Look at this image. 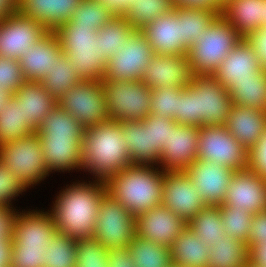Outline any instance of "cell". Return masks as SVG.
I'll return each instance as SVG.
<instances>
[{"mask_svg": "<svg viewBox=\"0 0 266 267\" xmlns=\"http://www.w3.org/2000/svg\"><path fill=\"white\" fill-rule=\"evenodd\" d=\"M106 192L102 181L75 183L63 190L50 211L57 232L75 240L93 237L99 206Z\"/></svg>", "mask_w": 266, "mask_h": 267, "instance_id": "cell-1", "label": "cell"}, {"mask_svg": "<svg viewBox=\"0 0 266 267\" xmlns=\"http://www.w3.org/2000/svg\"><path fill=\"white\" fill-rule=\"evenodd\" d=\"M232 104L229 92L213 75H195L178 97L176 123L199 128L225 125Z\"/></svg>", "mask_w": 266, "mask_h": 267, "instance_id": "cell-2", "label": "cell"}, {"mask_svg": "<svg viewBox=\"0 0 266 267\" xmlns=\"http://www.w3.org/2000/svg\"><path fill=\"white\" fill-rule=\"evenodd\" d=\"M124 142L118 120L86 128L81 142V168L105 183L113 174L132 165Z\"/></svg>", "mask_w": 266, "mask_h": 267, "instance_id": "cell-3", "label": "cell"}, {"mask_svg": "<svg viewBox=\"0 0 266 267\" xmlns=\"http://www.w3.org/2000/svg\"><path fill=\"white\" fill-rule=\"evenodd\" d=\"M164 172L154 166L130 165L106 182L107 193L137 217L162 202Z\"/></svg>", "mask_w": 266, "mask_h": 267, "instance_id": "cell-4", "label": "cell"}, {"mask_svg": "<svg viewBox=\"0 0 266 267\" xmlns=\"http://www.w3.org/2000/svg\"><path fill=\"white\" fill-rule=\"evenodd\" d=\"M60 47L81 80L102 81L107 60L101 56L100 32L64 22L54 31Z\"/></svg>", "mask_w": 266, "mask_h": 267, "instance_id": "cell-5", "label": "cell"}, {"mask_svg": "<svg viewBox=\"0 0 266 267\" xmlns=\"http://www.w3.org/2000/svg\"><path fill=\"white\" fill-rule=\"evenodd\" d=\"M243 37L221 15L187 52L194 75H213L223 59Z\"/></svg>", "mask_w": 266, "mask_h": 267, "instance_id": "cell-6", "label": "cell"}, {"mask_svg": "<svg viewBox=\"0 0 266 267\" xmlns=\"http://www.w3.org/2000/svg\"><path fill=\"white\" fill-rule=\"evenodd\" d=\"M111 120L142 121L150 114L151 89L141 80H102Z\"/></svg>", "mask_w": 266, "mask_h": 267, "instance_id": "cell-7", "label": "cell"}, {"mask_svg": "<svg viewBox=\"0 0 266 267\" xmlns=\"http://www.w3.org/2000/svg\"><path fill=\"white\" fill-rule=\"evenodd\" d=\"M0 162L26 187L37 184L49 174L37 132L0 145Z\"/></svg>", "mask_w": 266, "mask_h": 267, "instance_id": "cell-8", "label": "cell"}, {"mask_svg": "<svg viewBox=\"0 0 266 267\" xmlns=\"http://www.w3.org/2000/svg\"><path fill=\"white\" fill-rule=\"evenodd\" d=\"M57 104L85 129L111 120L102 81L81 80L65 92Z\"/></svg>", "mask_w": 266, "mask_h": 267, "instance_id": "cell-9", "label": "cell"}, {"mask_svg": "<svg viewBox=\"0 0 266 267\" xmlns=\"http://www.w3.org/2000/svg\"><path fill=\"white\" fill-rule=\"evenodd\" d=\"M135 236L136 217L106 192L99 206L93 237L110 250L128 248Z\"/></svg>", "mask_w": 266, "mask_h": 267, "instance_id": "cell-10", "label": "cell"}, {"mask_svg": "<svg viewBox=\"0 0 266 267\" xmlns=\"http://www.w3.org/2000/svg\"><path fill=\"white\" fill-rule=\"evenodd\" d=\"M198 158L240 171L247 169L248 150L225 125L202 126L199 128Z\"/></svg>", "mask_w": 266, "mask_h": 267, "instance_id": "cell-11", "label": "cell"}, {"mask_svg": "<svg viewBox=\"0 0 266 267\" xmlns=\"http://www.w3.org/2000/svg\"><path fill=\"white\" fill-rule=\"evenodd\" d=\"M155 53L146 36L136 30L127 40L124 49L107 61L104 78L107 80H133L142 79L146 66Z\"/></svg>", "mask_w": 266, "mask_h": 267, "instance_id": "cell-12", "label": "cell"}, {"mask_svg": "<svg viewBox=\"0 0 266 267\" xmlns=\"http://www.w3.org/2000/svg\"><path fill=\"white\" fill-rule=\"evenodd\" d=\"M49 31L35 20L19 12L0 21V57L19 60Z\"/></svg>", "mask_w": 266, "mask_h": 267, "instance_id": "cell-13", "label": "cell"}, {"mask_svg": "<svg viewBox=\"0 0 266 267\" xmlns=\"http://www.w3.org/2000/svg\"><path fill=\"white\" fill-rule=\"evenodd\" d=\"M184 172L208 206H220L235 171L212 160L197 158Z\"/></svg>", "mask_w": 266, "mask_h": 267, "instance_id": "cell-14", "label": "cell"}, {"mask_svg": "<svg viewBox=\"0 0 266 267\" xmlns=\"http://www.w3.org/2000/svg\"><path fill=\"white\" fill-rule=\"evenodd\" d=\"M161 204L186 224L208 206L184 171L164 172Z\"/></svg>", "mask_w": 266, "mask_h": 267, "instance_id": "cell-15", "label": "cell"}, {"mask_svg": "<svg viewBox=\"0 0 266 267\" xmlns=\"http://www.w3.org/2000/svg\"><path fill=\"white\" fill-rule=\"evenodd\" d=\"M198 139L199 127L176 123L170 128L168 143L162 145V171H185L198 158Z\"/></svg>", "mask_w": 266, "mask_h": 267, "instance_id": "cell-16", "label": "cell"}, {"mask_svg": "<svg viewBox=\"0 0 266 267\" xmlns=\"http://www.w3.org/2000/svg\"><path fill=\"white\" fill-rule=\"evenodd\" d=\"M187 224L160 204L136 217V236L170 248Z\"/></svg>", "mask_w": 266, "mask_h": 267, "instance_id": "cell-17", "label": "cell"}, {"mask_svg": "<svg viewBox=\"0 0 266 267\" xmlns=\"http://www.w3.org/2000/svg\"><path fill=\"white\" fill-rule=\"evenodd\" d=\"M35 212L16 214L11 249L46 250L57 229L51 213Z\"/></svg>", "mask_w": 266, "mask_h": 267, "instance_id": "cell-18", "label": "cell"}, {"mask_svg": "<svg viewBox=\"0 0 266 267\" xmlns=\"http://www.w3.org/2000/svg\"><path fill=\"white\" fill-rule=\"evenodd\" d=\"M195 77L187 55H157L146 66L141 81L150 89L185 88Z\"/></svg>", "mask_w": 266, "mask_h": 267, "instance_id": "cell-19", "label": "cell"}, {"mask_svg": "<svg viewBox=\"0 0 266 267\" xmlns=\"http://www.w3.org/2000/svg\"><path fill=\"white\" fill-rule=\"evenodd\" d=\"M223 204L248 210L253 215L266 211V179L249 169L235 171Z\"/></svg>", "mask_w": 266, "mask_h": 267, "instance_id": "cell-20", "label": "cell"}, {"mask_svg": "<svg viewBox=\"0 0 266 267\" xmlns=\"http://www.w3.org/2000/svg\"><path fill=\"white\" fill-rule=\"evenodd\" d=\"M262 70L255 51L243 38L223 59L213 76L229 92L236 81L254 79Z\"/></svg>", "mask_w": 266, "mask_h": 267, "instance_id": "cell-21", "label": "cell"}, {"mask_svg": "<svg viewBox=\"0 0 266 267\" xmlns=\"http://www.w3.org/2000/svg\"><path fill=\"white\" fill-rule=\"evenodd\" d=\"M157 55H187L182 45V21L172 9L140 30Z\"/></svg>", "mask_w": 266, "mask_h": 267, "instance_id": "cell-22", "label": "cell"}, {"mask_svg": "<svg viewBox=\"0 0 266 267\" xmlns=\"http://www.w3.org/2000/svg\"><path fill=\"white\" fill-rule=\"evenodd\" d=\"M63 54L57 36L49 31L19 59L25 81L40 82Z\"/></svg>", "mask_w": 266, "mask_h": 267, "instance_id": "cell-23", "label": "cell"}, {"mask_svg": "<svg viewBox=\"0 0 266 267\" xmlns=\"http://www.w3.org/2000/svg\"><path fill=\"white\" fill-rule=\"evenodd\" d=\"M225 127L249 150L266 131V110L232 104Z\"/></svg>", "mask_w": 266, "mask_h": 267, "instance_id": "cell-24", "label": "cell"}, {"mask_svg": "<svg viewBox=\"0 0 266 267\" xmlns=\"http://www.w3.org/2000/svg\"><path fill=\"white\" fill-rule=\"evenodd\" d=\"M82 0H18V12L54 31L68 22Z\"/></svg>", "mask_w": 266, "mask_h": 267, "instance_id": "cell-25", "label": "cell"}, {"mask_svg": "<svg viewBox=\"0 0 266 267\" xmlns=\"http://www.w3.org/2000/svg\"><path fill=\"white\" fill-rule=\"evenodd\" d=\"M119 123L131 164L142 166L158 164L160 158L152 148V122L145 117L142 121H119Z\"/></svg>", "mask_w": 266, "mask_h": 267, "instance_id": "cell-26", "label": "cell"}, {"mask_svg": "<svg viewBox=\"0 0 266 267\" xmlns=\"http://www.w3.org/2000/svg\"><path fill=\"white\" fill-rule=\"evenodd\" d=\"M82 139L83 137H39L48 173L52 170H82Z\"/></svg>", "mask_w": 266, "mask_h": 267, "instance_id": "cell-27", "label": "cell"}, {"mask_svg": "<svg viewBox=\"0 0 266 267\" xmlns=\"http://www.w3.org/2000/svg\"><path fill=\"white\" fill-rule=\"evenodd\" d=\"M18 104H22L23 121L37 131L50 111L57 105L41 82L25 81L12 95Z\"/></svg>", "mask_w": 266, "mask_h": 267, "instance_id": "cell-28", "label": "cell"}, {"mask_svg": "<svg viewBox=\"0 0 266 267\" xmlns=\"http://www.w3.org/2000/svg\"><path fill=\"white\" fill-rule=\"evenodd\" d=\"M264 0H232L223 7L221 16L245 38L263 27Z\"/></svg>", "mask_w": 266, "mask_h": 267, "instance_id": "cell-29", "label": "cell"}, {"mask_svg": "<svg viewBox=\"0 0 266 267\" xmlns=\"http://www.w3.org/2000/svg\"><path fill=\"white\" fill-rule=\"evenodd\" d=\"M209 252L208 244L187 226L170 247L172 265L178 267H207Z\"/></svg>", "mask_w": 266, "mask_h": 267, "instance_id": "cell-30", "label": "cell"}, {"mask_svg": "<svg viewBox=\"0 0 266 267\" xmlns=\"http://www.w3.org/2000/svg\"><path fill=\"white\" fill-rule=\"evenodd\" d=\"M209 247L207 267H244L249 262L248 246L240 239L224 235Z\"/></svg>", "mask_w": 266, "mask_h": 267, "instance_id": "cell-31", "label": "cell"}, {"mask_svg": "<svg viewBox=\"0 0 266 267\" xmlns=\"http://www.w3.org/2000/svg\"><path fill=\"white\" fill-rule=\"evenodd\" d=\"M36 132L23 121L22 104L12 96L0 110V145Z\"/></svg>", "mask_w": 266, "mask_h": 267, "instance_id": "cell-32", "label": "cell"}, {"mask_svg": "<svg viewBox=\"0 0 266 267\" xmlns=\"http://www.w3.org/2000/svg\"><path fill=\"white\" fill-rule=\"evenodd\" d=\"M36 132L38 137H84L85 128L57 104Z\"/></svg>", "mask_w": 266, "mask_h": 267, "instance_id": "cell-33", "label": "cell"}, {"mask_svg": "<svg viewBox=\"0 0 266 267\" xmlns=\"http://www.w3.org/2000/svg\"><path fill=\"white\" fill-rule=\"evenodd\" d=\"M229 94L233 104L266 110V71L254 79L236 81Z\"/></svg>", "mask_w": 266, "mask_h": 267, "instance_id": "cell-34", "label": "cell"}, {"mask_svg": "<svg viewBox=\"0 0 266 267\" xmlns=\"http://www.w3.org/2000/svg\"><path fill=\"white\" fill-rule=\"evenodd\" d=\"M198 239L209 247L218 244L220 237L225 235L222 224L220 206H207L201 209L188 223Z\"/></svg>", "mask_w": 266, "mask_h": 267, "instance_id": "cell-35", "label": "cell"}, {"mask_svg": "<svg viewBox=\"0 0 266 267\" xmlns=\"http://www.w3.org/2000/svg\"><path fill=\"white\" fill-rule=\"evenodd\" d=\"M134 267H170V248L135 236L128 246Z\"/></svg>", "mask_w": 266, "mask_h": 267, "instance_id": "cell-36", "label": "cell"}, {"mask_svg": "<svg viewBox=\"0 0 266 267\" xmlns=\"http://www.w3.org/2000/svg\"><path fill=\"white\" fill-rule=\"evenodd\" d=\"M182 21V45L188 50L218 16L205 9L173 7Z\"/></svg>", "mask_w": 266, "mask_h": 267, "instance_id": "cell-37", "label": "cell"}, {"mask_svg": "<svg viewBox=\"0 0 266 267\" xmlns=\"http://www.w3.org/2000/svg\"><path fill=\"white\" fill-rule=\"evenodd\" d=\"M172 9V0H133L123 17L135 30H141Z\"/></svg>", "mask_w": 266, "mask_h": 267, "instance_id": "cell-38", "label": "cell"}, {"mask_svg": "<svg viewBox=\"0 0 266 267\" xmlns=\"http://www.w3.org/2000/svg\"><path fill=\"white\" fill-rule=\"evenodd\" d=\"M80 81L67 56L63 54L40 82L53 98L59 100L65 92Z\"/></svg>", "mask_w": 266, "mask_h": 267, "instance_id": "cell-39", "label": "cell"}, {"mask_svg": "<svg viewBox=\"0 0 266 267\" xmlns=\"http://www.w3.org/2000/svg\"><path fill=\"white\" fill-rule=\"evenodd\" d=\"M98 31L101 38V56L108 61L117 50L124 49L127 40L136 30L128 24L123 16H114Z\"/></svg>", "mask_w": 266, "mask_h": 267, "instance_id": "cell-40", "label": "cell"}, {"mask_svg": "<svg viewBox=\"0 0 266 267\" xmlns=\"http://www.w3.org/2000/svg\"><path fill=\"white\" fill-rule=\"evenodd\" d=\"M114 16L99 0H82L69 22L73 26L91 27L98 31Z\"/></svg>", "mask_w": 266, "mask_h": 267, "instance_id": "cell-41", "label": "cell"}, {"mask_svg": "<svg viewBox=\"0 0 266 267\" xmlns=\"http://www.w3.org/2000/svg\"><path fill=\"white\" fill-rule=\"evenodd\" d=\"M44 267H76V240L56 233L47 245Z\"/></svg>", "mask_w": 266, "mask_h": 267, "instance_id": "cell-42", "label": "cell"}, {"mask_svg": "<svg viewBox=\"0 0 266 267\" xmlns=\"http://www.w3.org/2000/svg\"><path fill=\"white\" fill-rule=\"evenodd\" d=\"M222 224L225 235L241 241H247L253 214L238 207L220 205Z\"/></svg>", "mask_w": 266, "mask_h": 267, "instance_id": "cell-43", "label": "cell"}, {"mask_svg": "<svg viewBox=\"0 0 266 267\" xmlns=\"http://www.w3.org/2000/svg\"><path fill=\"white\" fill-rule=\"evenodd\" d=\"M76 267H109L108 252L95 237L77 239Z\"/></svg>", "mask_w": 266, "mask_h": 267, "instance_id": "cell-44", "label": "cell"}, {"mask_svg": "<svg viewBox=\"0 0 266 267\" xmlns=\"http://www.w3.org/2000/svg\"><path fill=\"white\" fill-rule=\"evenodd\" d=\"M181 93L182 88L175 87L151 89L150 114L158 118L165 117L176 121L178 97Z\"/></svg>", "mask_w": 266, "mask_h": 267, "instance_id": "cell-45", "label": "cell"}, {"mask_svg": "<svg viewBox=\"0 0 266 267\" xmlns=\"http://www.w3.org/2000/svg\"><path fill=\"white\" fill-rule=\"evenodd\" d=\"M24 82L20 61L0 57V89L15 94Z\"/></svg>", "mask_w": 266, "mask_h": 267, "instance_id": "cell-46", "label": "cell"}, {"mask_svg": "<svg viewBox=\"0 0 266 267\" xmlns=\"http://www.w3.org/2000/svg\"><path fill=\"white\" fill-rule=\"evenodd\" d=\"M26 188L19 177L0 162V206L10 207L11 200Z\"/></svg>", "mask_w": 266, "mask_h": 267, "instance_id": "cell-47", "label": "cell"}, {"mask_svg": "<svg viewBox=\"0 0 266 267\" xmlns=\"http://www.w3.org/2000/svg\"><path fill=\"white\" fill-rule=\"evenodd\" d=\"M152 122L153 152L160 158L163 143H168L170 137V128L176 121L165 117H155L154 115L146 116Z\"/></svg>", "mask_w": 266, "mask_h": 267, "instance_id": "cell-48", "label": "cell"}, {"mask_svg": "<svg viewBox=\"0 0 266 267\" xmlns=\"http://www.w3.org/2000/svg\"><path fill=\"white\" fill-rule=\"evenodd\" d=\"M47 249H11L9 267H44Z\"/></svg>", "mask_w": 266, "mask_h": 267, "instance_id": "cell-49", "label": "cell"}, {"mask_svg": "<svg viewBox=\"0 0 266 267\" xmlns=\"http://www.w3.org/2000/svg\"><path fill=\"white\" fill-rule=\"evenodd\" d=\"M247 169L266 179V131L258 143L248 150Z\"/></svg>", "mask_w": 266, "mask_h": 267, "instance_id": "cell-50", "label": "cell"}, {"mask_svg": "<svg viewBox=\"0 0 266 267\" xmlns=\"http://www.w3.org/2000/svg\"><path fill=\"white\" fill-rule=\"evenodd\" d=\"M244 39L255 51L261 67L266 71V28L260 27L248 34Z\"/></svg>", "mask_w": 266, "mask_h": 267, "instance_id": "cell-51", "label": "cell"}, {"mask_svg": "<svg viewBox=\"0 0 266 267\" xmlns=\"http://www.w3.org/2000/svg\"><path fill=\"white\" fill-rule=\"evenodd\" d=\"M260 242H266V211L253 215L246 244L249 247Z\"/></svg>", "mask_w": 266, "mask_h": 267, "instance_id": "cell-52", "label": "cell"}, {"mask_svg": "<svg viewBox=\"0 0 266 267\" xmlns=\"http://www.w3.org/2000/svg\"><path fill=\"white\" fill-rule=\"evenodd\" d=\"M173 7L190 8V9H205L216 13L220 16L223 12V7L218 0H172Z\"/></svg>", "mask_w": 266, "mask_h": 267, "instance_id": "cell-53", "label": "cell"}, {"mask_svg": "<svg viewBox=\"0 0 266 267\" xmlns=\"http://www.w3.org/2000/svg\"><path fill=\"white\" fill-rule=\"evenodd\" d=\"M11 208L0 206V240H12L13 223L17 212Z\"/></svg>", "mask_w": 266, "mask_h": 267, "instance_id": "cell-54", "label": "cell"}, {"mask_svg": "<svg viewBox=\"0 0 266 267\" xmlns=\"http://www.w3.org/2000/svg\"><path fill=\"white\" fill-rule=\"evenodd\" d=\"M109 267H134L128 248L110 249L108 252Z\"/></svg>", "mask_w": 266, "mask_h": 267, "instance_id": "cell-55", "label": "cell"}, {"mask_svg": "<svg viewBox=\"0 0 266 267\" xmlns=\"http://www.w3.org/2000/svg\"><path fill=\"white\" fill-rule=\"evenodd\" d=\"M249 263L257 267H266V242L251 244L248 247Z\"/></svg>", "mask_w": 266, "mask_h": 267, "instance_id": "cell-56", "label": "cell"}, {"mask_svg": "<svg viewBox=\"0 0 266 267\" xmlns=\"http://www.w3.org/2000/svg\"><path fill=\"white\" fill-rule=\"evenodd\" d=\"M107 7L115 16H123L127 7L133 0H99Z\"/></svg>", "mask_w": 266, "mask_h": 267, "instance_id": "cell-57", "label": "cell"}, {"mask_svg": "<svg viewBox=\"0 0 266 267\" xmlns=\"http://www.w3.org/2000/svg\"><path fill=\"white\" fill-rule=\"evenodd\" d=\"M11 262V240H0V267H9Z\"/></svg>", "mask_w": 266, "mask_h": 267, "instance_id": "cell-58", "label": "cell"}, {"mask_svg": "<svg viewBox=\"0 0 266 267\" xmlns=\"http://www.w3.org/2000/svg\"><path fill=\"white\" fill-rule=\"evenodd\" d=\"M18 12V0H0V21Z\"/></svg>", "mask_w": 266, "mask_h": 267, "instance_id": "cell-59", "label": "cell"}, {"mask_svg": "<svg viewBox=\"0 0 266 267\" xmlns=\"http://www.w3.org/2000/svg\"><path fill=\"white\" fill-rule=\"evenodd\" d=\"M12 95L13 94H9L8 92L0 89V110L2 109L4 103H6L12 97Z\"/></svg>", "mask_w": 266, "mask_h": 267, "instance_id": "cell-60", "label": "cell"}, {"mask_svg": "<svg viewBox=\"0 0 266 267\" xmlns=\"http://www.w3.org/2000/svg\"><path fill=\"white\" fill-rule=\"evenodd\" d=\"M263 27L266 28V0H264L263 5Z\"/></svg>", "mask_w": 266, "mask_h": 267, "instance_id": "cell-61", "label": "cell"}, {"mask_svg": "<svg viewBox=\"0 0 266 267\" xmlns=\"http://www.w3.org/2000/svg\"><path fill=\"white\" fill-rule=\"evenodd\" d=\"M230 1H232V0H218V2L220 3V5L222 6V7H224L228 2H230Z\"/></svg>", "mask_w": 266, "mask_h": 267, "instance_id": "cell-62", "label": "cell"}, {"mask_svg": "<svg viewBox=\"0 0 266 267\" xmlns=\"http://www.w3.org/2000/svg\"><path fill=\"white\" fill-rule=\"evenodd\" d=\"M244 267H257V266H253L251 263H247Z\"/></svg>", "mask_w": 266, "mask_h": 267, "instance_id": "cell-63", "label": "cell"}]
</instances>
